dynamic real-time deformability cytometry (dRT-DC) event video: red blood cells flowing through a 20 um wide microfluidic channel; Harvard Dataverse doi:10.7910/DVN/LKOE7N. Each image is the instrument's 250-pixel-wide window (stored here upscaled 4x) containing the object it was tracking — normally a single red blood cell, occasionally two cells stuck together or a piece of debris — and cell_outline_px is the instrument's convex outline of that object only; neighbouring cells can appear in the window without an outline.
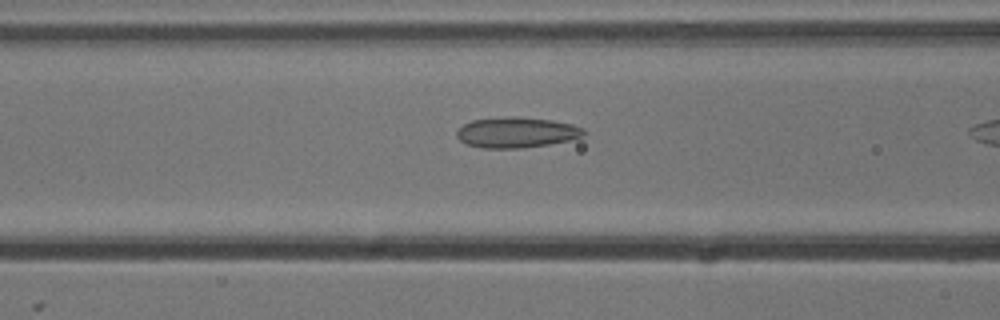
{"species": "common noctule bat (a hibernating species)", "species_latin": "Nyctalus noctula", "temperature_condition": "cold", "stored_images_in_passage": 11, "camera_frame_rate_fps": 3000, "um_per_image_px": 0.085, "animal": {"sex": "male", "body_mass_g": 13.3}, "frame": {"image": 1, "passage_image": 10, "time_ms": 3.0, "image_size_px": [1000, 320], "cell_outline_px": [[584, 136], [568, 140], [548, 144], [520, 148], [484, 148], [468, 144], [460, 140], [456, 136], [456, 132], [464, 124], [472, 120], [508, 116], [516, 116], [552, 120], [572, 124], [584, 128]], "centroid_in_image_um": [43.9, 11.24], "position_along_channel_um": 122.7, "area_um2": 22.48}}